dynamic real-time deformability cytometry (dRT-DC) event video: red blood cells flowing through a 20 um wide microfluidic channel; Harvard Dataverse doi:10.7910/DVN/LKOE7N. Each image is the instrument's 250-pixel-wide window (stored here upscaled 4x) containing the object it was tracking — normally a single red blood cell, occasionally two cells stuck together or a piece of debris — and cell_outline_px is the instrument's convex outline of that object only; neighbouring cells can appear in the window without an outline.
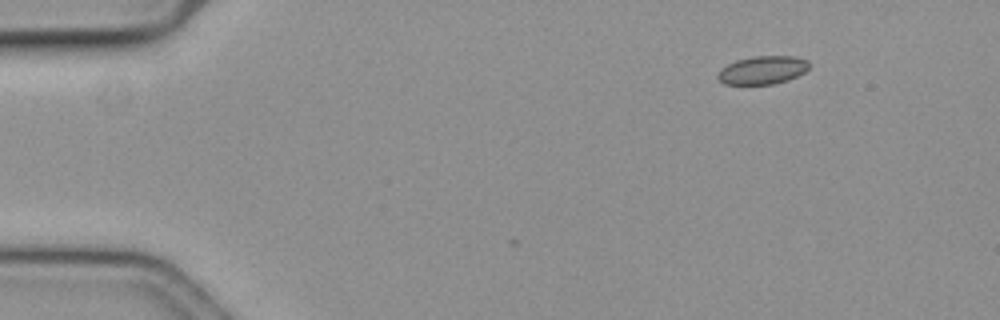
{"species": "common noctule bat (a hibernating species)", "species_latin": "Nyctalus noctula", "temperature_condition": "cold", "stored_images_in_passage": 4, "camera_frame_rate_fps": 3000, "um_per_image_px": 0.085, "animal": {"sex": "female", "body_mass_g": 19.3, "forearm_length_mm": 54.1}, "frame": {"image": 1, "passage_image": 1, "time_ms": 0.0, "image_size_px": [1000, 320], "cell_outline_px": [[808, 68], [804, 72], [788, 80], [772, 84], [724, 84], [716, 76], [720, 68], [736, 60], [752, 56], [796, 56], [808, 60]], "centroid_in_image_um": [64.8, 5.95], "position_along_channel_um": 20.2, "area_um2": 15.03}}